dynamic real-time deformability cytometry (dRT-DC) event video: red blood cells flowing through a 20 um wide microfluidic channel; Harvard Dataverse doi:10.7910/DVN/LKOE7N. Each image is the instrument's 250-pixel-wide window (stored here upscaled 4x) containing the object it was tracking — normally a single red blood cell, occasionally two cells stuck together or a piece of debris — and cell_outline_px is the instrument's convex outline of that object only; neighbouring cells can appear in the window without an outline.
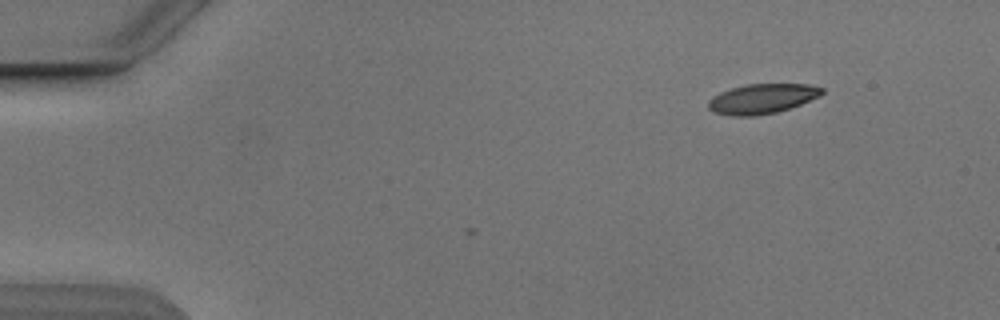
{"species": "Egyptian fruit bat (a non-hibernating species)", "species_latin": "Rousettus aegyptiacus", "temperature_condition": "cold", "stored_images_in_passage": 2, "camera_frame_rate_fps": 3000, "um_per_image_px": 0.085, "animal": {"sex": "male"}, "frame": {"image": 1, "passage_image": 2, "time_ms": 1.333, "image_size_px": [1000, 320], "cell_outline_px": [[824, 92], [820, 96], [800, 104], [776, 112], [752, 116], [732, 116], [712, 112], [708, 108], [708, 100], [712, 96], [720, 92], [744, 84], [808, 84], [824, 88]], "centroid_in_image_um": [64.75, 8.39], "position_along_channel_um": 20.3, "area_um2": 19.77}}